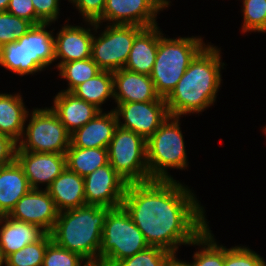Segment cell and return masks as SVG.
Listing matches in <instances>:
<instances>
[{
	"label": "cell",
	"mask_w": 266,
	"mask_h": 266,
	"mask_svg": "<svg viewBox=\"0 0 266 266\" xmlns=\"http://www.w3.org/2000/svg\"><path fill=\"white\" fill-rule=\"evenodd\" d=\"M202 37L166 38L158 27V49L150 73L160 98L166 99L176 87L192 59L205 46Z\"/></svg>",
	"instance_id": "4"
},
{
	"label": "cell",
	"mask_w": 266,
	"mask_h": 266,
	"mask_svg": "<svg viewBox=\"0 0 266 266\" xmlns=\"http://www.w3.org/2000/svg\"><path fill=\"white\" fill-rule=\"evenodd\" d=\"M128 183L108 163L84 177L86 205L121 207Z\"/></svg>",
	"instance_id": "11"
},
{
	"label": "cell",
	"mask_w": 266,
	"mask_h": 266,
	"mask_svg": "<svg viewBox=\"0 0 266 266\" xmlns=\"http://www.w3.org/2000/svg\"><path fill=\"white\" fill-rule=\"evenodd\" d=\"M111 208L84 205L61 211L50 232L58 246L80 254L90 265H98L104 222Z\"/></svg>",
	"instance_id": "3"
},
{
	"label": "cell",
	"mask_w": 266,
	"mask_h": 266,
	"mask_svg": "<svg viewBox=\"0 0 266 266\" xmlns=\"http://www.w3.org/2000/svg\"><path fill=\"white\" fill-rule=\"evenodd\" d=\"M148 246L141 230L125 208H111L104 222L98 265L115 266L119 261L135 255Z\"/></svg>",
	"instance_id": "5"
},
{
	"label": "cell",
	"mask_w": 266,
	"mask_h": 266,
	"mask_svg": "<svg viewBox=\"0 0 266 266\" xmlns=\"http://www.w3.org/2000/svg\"><path fill=\"white\" fill-rule=\"evenodd\" d=\"M33 26L26 19L14 16L7 11L0 12V47L17 41Z\"/></svg>",
	"instance_id": "32"
},
{
	"label": "cell",
	"mask_w": 266,
	"mask_h": 266,
	"mask_svg": "<svg viewBox=\"0 0 266 266\" xmlns=\"http://www.w3.org/2000/svg\"><path fill=\"white\" fill-rule=\"evenodd\" d=\"M209 225L189 245H198L199 251L194 252L190 266H224L225 247L219 245Z\"/></svg>",
	"instance_id": "27"
},
{
	"label": "cell",
	"mask_w": 266,
	"mask_h": 266,
	"mask_svg": "<svg viewBox=\"0 0 266 266\" xmlns=\"http://www.w3.org/2000/svg\"><path fill=\"white\" fill-rule=\"evenodd\" d=\"M5 264V259L4 257L2 256V253H1V247H0V266H3Z\"/></svg>",
	"instance_id": "44"
},
{
	"label": "cell",
	"mask_w": 266,
	"mask_h": 266,
	"mask_svg": "<svg viewBox=\"0 0 266 266\" xmlns=\"http://www.w3.org/2000/svg\"><path fill=\"white\" fill-rule=\"evenodd\" d=\"M118 127L115 112L101 111L70 136V144L78 148H108Z\"/></svg>",
	"instance_id": "17"
},
{
	"label": "cell",
	"mask_w": 266,
	"mask_h": 266,
	"mask_svg": "<svg viewBox=\"0 0 266 266\" xmlns=\"http://www.w3.org/2000/svg\"><path fill=\"white\" fill-rule=\"evenodd\" d=\"M50 108L70 134L83 127L101 112L95 105L65 91H60L54 96L53 106Z\"/></svg>",
	"instance_id": "18"
},
{
	"label": "cell",
	"mask_w": 266,
	"mask_h": 266,
	"mask_svg": "<svg viewBox=\"0 0 266 266\" xmlns=\"http://www.w3.org/2000/svg\"><path fill=\"white\" fill-rule=\"evenodd\" d=\"M58 71L61 78L68 81V88L61 91L72 92L78 85L95 77L102 70L90 57L85 60L63 63Z\"/></svg>",
	"instance_id": "29"
},
{
	"label": "cell",
	"mask_w": 266,
	"mask_h": 266,
	"mask_svg": "<svg viewBox=\"0 0 266 266\" xmlns=\"http://www.w3.org/2000/svg\"><path fill=\"white\" fill-rule=\"evenodd\" d=\"M242 32H266V0H243Z\"/></svg>",
	"instance_id": "31"
},
{
	"label": "cell",
	"mask_w": 266,
	"mask_h": 266,
	"mask_svg": "<svg viewBox=\"0 0 266 266\" xmlns=\"http://www.w3.org/2000/svg\"><path fill=\"white\" fill-rule=\"evenodd\" d=\"M99 36L93 35L91 59L102 71L124 68L133 41L143 29L138 25H106Z\"/></svg>",
	"instance_id": "9"
},
{
	"label": "cell",
	"mask_w": 266,
	"mask_h": 266,
	"mask_svg": "<svg viewBox=\"0 0 266 266\" xmlns=\"http://www.w3.org/2000/svg\"><path fill=\"white\" fill-rule=\"evenodd\" d=\"M164 266H190V264L187 261L179 260L176 254H172L164 263Z\"/></svg>",
	"instance_id": "40"
},
{
	"label": "cell",
	"mask_w": 266,
	"mask_h": 266,
	"mask_svg": "<svg viewBox=\"0 0 266 266\" xmlns=\"http://www.w3.org/2000/svg\"><path fill=\"white\" fill-rule=\"evenodd\" d=\"M169 3H171L170 0H161V11H163V9L168 8L169 6H171Z\"/></svg>",
	"instance_id": "42"
},
{
	"label": "cell",
	"mask_w": 266,
	"mask_h": 266,
	"mask_svg": "<svg viewBox=\"0 0 266 266\" xmlns=\"http://www.w3.org/2000/svg\"><path fill=\"white\" fill-rule=\"evenodd\" d=\"M71 93L103 111L102 104L109 98L114 100L113 72L101 71L95 77L78 85Z\"/></svg>",
	"instance_id": "26"
},
{
	"label": "cell",
	"mask_w": 266,
	"mask_h": 266,
	"mask_svg": "<svg viewBox=\"0 0 266 266\" xmlns=\"http://www.w3.org/2000/svg\"><path fill=\"white\" fill-rule=\"evenodd\" d=\"M85 261V262H84ZM90 266L80 254L62 248L51 241L47 245L42 266Z\"/></svg>",
	"instance_id": "33"
},
{
	"label": "cell",
	"mask_w": 266,
	"mask_h": 266,
	"mask_svg": "<svg viewBox=\"0 0 266 266\" xmlns=\"http://www.w3.org/2000/svg\"><path fill=\"white\" fill-rule=\"evenodd\" d=\"M52 241L50 233H45L38 241L10 254L5 266H42L47 245Z\"/></svg>",
	"instance_id": "30"
},
{
	"label": "cell",
	"mask_w": 266,
	"mask_h": 266,
	"mask_svg": "<svg viewBox=\"0 0 266 266\" xmlns=\"http://www.w3.org/2000/svg\"><path fill=\"white\" fill-rule=\"evenodd\" d=\"M59 211L46 189H31L17 203L8 215L14 220L39 226L50 233Z\"/></svg>",
	"instance_id": "12"
},
{
	"label": "cell",
	"mask_w": 266,
	"mask_h": 266,
	"mask_svg": "<svg viewBox=\"0 0 266 266\" xmlns=\"http://www.w3.org/2000/svg\"><path fill=\"white\" fill-rule=\"evenodd\" d=\"M220 49L205 45L190 62L176 87L165 99L169 116L195 114L205 111L216 101L222 77Z\"/></svg>",
	"instance_id": "2"
},
{
	"label": "cell",
	"mask_w": 266,
	"mask_h": 266,
	"mask_svg": "<svg viewBox=\"0 0 266 266\" xmlns=\"http://www.w3.org/2000/svg\"><path fill=\"white\" fill-rule=\"evenodd\" d=\"M65 155L67 168L82 177L109 163L107 148H78L70 144Z\"/></svg>",
	"instance_id": "25"
},
{
	"label": "cell",
	"mask_w": 266,
	"mask_h": 266,
	"mask_svg": "<svg viewBox=\"0 0 266 266\" xmlns=\"http://www.w3.org/2000/svg\"><path fill=\"white\" fill-rule=\"evenodd\" d=\"M30 115V116H28ZM16 151L66 154L71 134L51 108H34Z\"/></svg>",
	"instance_id": "7"
},
{
	"label": "cell",
	"mask_w": 266,
	"mask_h": 266,
	"mask_svg": "<svg viewBox=\"0 0 266 266\" xmlns=\"http://www.w3.org/2000/svg\"><path fill=\"white\" fill-rule=\"evenodd\" d=\"M157 49L158 24L143 28L133 41L124 68L132 72L150 75L156 60Z\"/></svg>",
	"instance_id": "22"
},
{
	"label": "cell",
	"mask_w": 266,
	"mask_h": 266,
	"mask_svg": "<svg viewBox=\"0 0 266 266\" xmlns=\"http://www.w3.org/2000/svg\"><path fill=\"white\" fill-rule=\"evenodd\" d=\"M224 266H266L263 257L248 247L234 246L226 248Z\"/></svg>",
	"instance_id": "35"
},
{
	"label": "cell",
	"mask_w": 266,
	"mask_h": 266,
	"mask_svg": "<svg viewBox=\"0 0 266 266\" xmlns=\"http://www.w3.org/2000/svg\"><path fill=\"white\" fill-rule=\"evenodd\" d=\"M50 23L33 25L25 34L26 65H39L43 70L55 61L53 31Z\"/></svg>",
	"instance_id": "23"
},
{
	"label": "cell",
	"mask_w": 266,
	"mask_h": 266,
	"mask_svg": "<svg viewBox=\"0 0 266 266\" xmlns=\"http://www.w3.org/2000/svg\"><path fill=\"white\" fill-rule=\"evenodd\" d=\"M31 187L16 159L0 168V216L9 215Z\"/></svg>",
	"instance_id": "21"
},
{
	"label": "cell",
	"mask_w": 266,
	"mask_h": 266,
	"mask_svg": "<svg viewBox=\"0 0 266 266\" xmlns=\"http://www.w3.org/2000/svg\"><path fill=\"white\" fill-rule=\"evenodd\" d=\"M116 104L117 107L112 110L115 112L118 126L133 131L146 141L169 116L164 98L156 101Z\"/></svg>",
	"instance_id": "10"
},
{
	"label": "cell",
	"mask_w": 266,
	"mask_h": 266,
	"mask_svg": "<svg viewBox=\"0 0 266 266\" xmlns=\"http://www.w3.org/2000/svg\"><path fill=\"white\" fill-rule=\"evenodd\" d=\"M0 65L19 76L43 71L39 65H26L25 35L0 47Z\"/></svg>",
	"instance_id": "28"
},
{
	"label": "cell",
	"mask_w": 266,
	"mask_h": 266,
	"mask_svg": "<svg viewBox=\"0 0 266 266\" xmlns=\"http://www.w3.org/2000/svg\"><path fill=\"white\" fill-rule=\"evenodd\" d=\"M46 232L39 226L0 216V247L4 259L30 243L38 241Z\"/></svg>",
	"instance_id": "19"
},
{
	"label": "cell",
	"mask_w": 266,
	"mask_h": 266,
	"mask_svg": "<svg viewBox=\"0 0 266 266\" xmlns=\"http://www.w3.org/2000/svg\"><path fill=\"white\" fill-rule=\"evenodd\" d=\"M10 0H0V12H5L7 10Z\"/></svg>",
	"instance_id": "41"
},
{
	"label": "cell",
	"mask_w": 266,
	"mask_h": 266,
	"mask_svg": "<svg viewBox=\"0 0 266 266\" xmlns=\"http://www.w3.org/2000/svg\"><path fill=\"white\" fill-rule=\"evenodd\" d=\"M89 28L65 24L54 36L55 60L61 59L57 69L63 64L76 60H85L91 57L93 32L98 33L100 24L89 22ZM90 26L93 27L91 30Z\"/></svg>",
	"instance_id": "14"
},
{
	"label": "cell",
	"mask_w": 266,
	"mask_h": 266,
	"mask_svg": "<svg viewBox=\"0 0 266 266\" xmlns=\"http://www.w3.org/2000/svg\"><path fill=\"white\" fill-rule=\"evenodd\" d=\"M171 255V252L162 248L148 246L135 255L119 261L115 266H164Z\"/></svg>",
	"instance_id": "34"
},
{
	"label": "cell",
	"mask_w": 266,
	"mask_h": 266,
	"mask_svg": "<svg viewBox=\"0 0 266 266\" xmlns=\"http://www.w3.org/2000/svg\"><path fill=\"white\" fill-rule=\"evenodd\" d=\"M17 143L6 135L0 134V168L16 159Z\"/></svg>",
	"instance_id": "39"
},
{
	"label": "cell",
	"mask_w": 266,
	"mask_h": 266,
	"mask_svg": "<svg viewBox=\"0 0 266 266\" xmlns=\"http://www.w3.org/2000/svg\"><path fill=\"white\" fill-rule=\"evenodd\" d=\"M180 117L168 116L146 141L147 165L151 180H173L168 168L188 167Z\"/></svg>",
	"instance_id": "6"
},
{
	"label": "cell",
	"mask_w": 266,
	"mask_h": 266,
	"mask_svg": "<svg viewBox=\"0 0 266 266\" xmlns=\"http://www.w3.org/2000/svg\"><path fill=\"white\" fill-rule=\"evenodd\" d=\"M199 202L175 179L150 180L128 183L122 206L149 246L176 254L180 245H189L208 226Z\"/></svg>",
	"instance_id": "1"
},
{
	"label": "cell",
	"mask_w": 266,
	"mask_h": 266,
	"mask_svg": "<svg viewBox=\"0 0 266 266\" xmlns=\"http://www.w3.org/2000/svg\"><path fill=\"white\" fill-rule=\"evenodd\" d=\"M161 10V0H151Z\"/></svg>",
	"instance_id": "43"
},
{
	"label": "cell",
	"mask_w": 266,
	"mask_h": 266,
	"mask_svg": "<svg viewBox=\"0 0 266 266\" xmlns=\"http://www.w3.org/2000/svg\"><path fill=\"white\" fill-rule=\"evenodd\" d=\"M264 129H263V131H264V133H265V135H266V126L265 127H263Z\"/></svg>",
	"instance_id": "45"
},
{
	"label": "cell",
	"mask_w": 266,
	"mask_h": 266,
	"mask_svg": "<svg viewBox=\"0 0 266 266\" xmlns=\"http://www.w3.org/2000/svg\"><path fill=\"white\" fill-rule=\"evenodd\" d=\"M76 6L84 21L97 22L103 14L106 0H68Z\"/></svg>",
	"instance_id": "36"
},
{
	"label": "cell",
	"mask_w": 266,
	"mask_h": 266,
	"mask_svg": "<svg viewBox=\"0 0 266 266\" xmlns=\"http://www.w3.org/2000/svg\"><path fill=\"white\" fill-rule=\"evenodd\" d=\"M161 10L151 0H106L102 17L96 22L112 25H138L146 28L157 25ZM112 22V23H110Z\"/></svg>",
	"instance_id": "13"
},
{
	"label": "cell",
	"mask_w": 266,
	"mask_h": 266,
	"mask_svg": "<svg viewBox=\"0 0 266 266\" xmlns=\"http://www.w3.org/2000/svg\"><path fill=\"white\" fill-rule=\"evenodd\" d=\"M16 161L24 170L31 189H39L46 184L47 189L66 169V155L61 153H37L16 151Z\"/></svg>",
	"instance_id": "15"
},
{
	"label": "cell",
	"mask_w": 266,
	"mask_h": 266,
	"mask_svg": "<svg viewBox=\"0 0 266 266\" xmlns=\"http://www.w3.org/2000/svg\"><path fill=\"white\" fill-rule=\"evenodd\" d=\"M6 11L14 16L28 20L33 25L43 24L36 16L32 0H10Z\"/></svg>",
	"instance_id": "37"
},
{
	"label": "cell",
	"mask_w": 266,
	"mask_h": 266,
	"mask_svg": "<svg viewBox=\"0 0 266 266\" xmlns=\"http://www.w3.org/2000/svg\"><path fill=\"white\" fill-rule=\"evenodd\" d=\"M107 149L109 164L127 183L151 180L142 136L118 126Z\"/></svg>",
	"instance_id": "8"
},
{
	"label": "cell",
	"mask_w": 266,
	"mask_h": 266,
	"mask_svg": "<svg viewBox=\"0 0 266 266\" xmlns=\"http://www.w3.org/2000/svg\"><path fill=\"white\" fill-rule=\"evenodd\" d=\"M59 0H32L36 16L43 23H55L60 15Z\"/></svg>",
	"instance_id": "38"
},
{
	"label": "cell",
	"mask_w": 266,
	"mask_h": 266,
	"mask_svg": "<svg viewBox=\"0 0 266 266\" xmlns=\"http://www.w3.org/2000/svg\"><path fill=\"white\" fill-rule=\"evenodd\" d=\"M115 103L147 102L160 99L151 77L126 70L113 72Z\"/></svg>",
	"instance_id": "16"
},
{
	"label": "cell",
	"mask_w": 266,
	"mask_h": 266,
	"mask_svg": "<svg viewBox=\"0 0 266 266\" xmlns=\"http://www.w3.org/2000/svg\"><path fill=\"white\" fill-rule=\"evenodd\" d=\"M28 112L20 93H0V134L18 143L26 126Z\"/></svg>",
	"instance_id": "24"
},
{
	"label": "cell",
	"mask_w": 266,
	"mask_h": 266,
	"mask_svg": "<svg viewBox=\"0 0 266 266\" xmlns=\"http://www.w3.org/2000/svg\"><path fill=\"white\" fill-rule=\"evenodd\" d=\"M46 190L59 212L86 205L84 177L67 167Z\"/></svg>",
	"instance_id": "20"
}]
</instances>
